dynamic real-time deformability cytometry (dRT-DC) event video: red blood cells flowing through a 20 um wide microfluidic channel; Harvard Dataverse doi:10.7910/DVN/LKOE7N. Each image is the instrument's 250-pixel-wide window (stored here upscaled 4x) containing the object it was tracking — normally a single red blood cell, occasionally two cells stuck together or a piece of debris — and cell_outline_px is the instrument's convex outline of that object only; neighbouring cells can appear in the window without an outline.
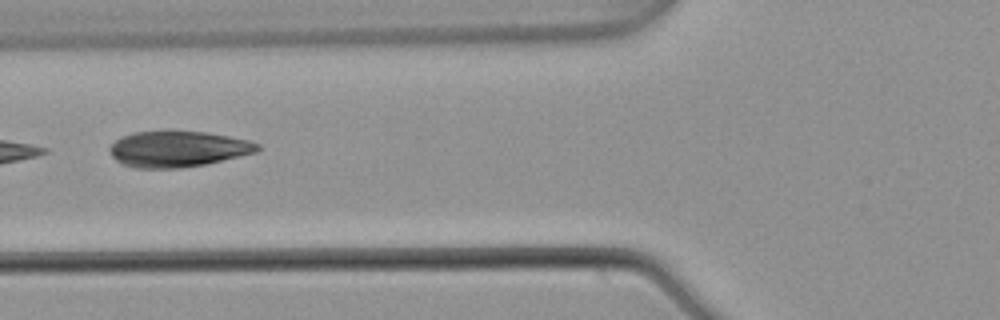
{"species": "common noctule bat (a hibernating species)", "species_latin": "Nyctalus noctula", "temperature_condition": "warm", "stored_images_in_passage": 4, "camera_frame_rate_fps": 3000, "um_per_image_px": 0.085, "animal": {"sex": "male", "body_mass_g": 21.5, "forearm_length_mm": 52.0}, "frame": {"image": 1, "passage_image": 4, "time_ms": 1.0, "image_size_px": [1000, 320], "cell_outline_px": [[260, 148], [256, 152], [204, 164], [180, 168], [136, 168], [124, 164], [116, 160], [112, 156], [108, 148], [120, 136], [132, 132], [168, 128], [172, 128], [208, 132], [248, 140], [260, 144]], "centroid_in_image_um": [15.07, 12.61], "position_along_channel_um": 110.7, "area_um2": 31.73}}